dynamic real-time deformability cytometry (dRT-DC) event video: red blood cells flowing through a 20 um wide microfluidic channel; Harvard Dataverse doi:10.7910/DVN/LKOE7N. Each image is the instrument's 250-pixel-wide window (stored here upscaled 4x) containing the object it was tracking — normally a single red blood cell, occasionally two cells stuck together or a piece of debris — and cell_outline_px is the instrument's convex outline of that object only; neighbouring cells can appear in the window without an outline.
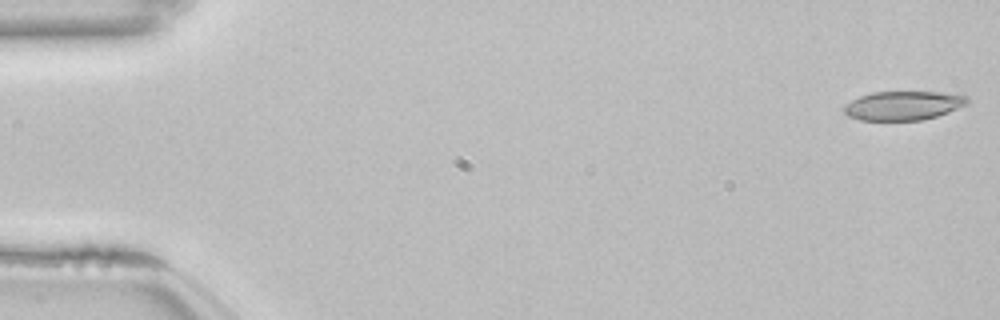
{"species": "common noctule bat (a hibernating species)", "species_latin": "Nyctalus noctula", "temperature_condition": "room temperature", "stored_images_in_passage": 42, "camera_frame_rate_fps": 3000, "um_per_image_px": 0.085, "animal": {"sex": "female", "body_mass_g": 22.7, "forearm_length_mm": 54.2}, "frame": {"image": 1, "passage_image": 1, "time_ms": 0.0, "image_size_px": [1000, 320], "cell_outline_px": [[968, 104], [948, 112], [936, 116], [920, 120], [860, 120], [848, 116], [844, 112], [844, 108], [852, 100], [860, 96], [872, 92], [944, 92], [968, 96]], "centroid_in_image_um": [76.8, 8.97], "position_along_channel_um": 8.2, "area_um2": 20.69}}
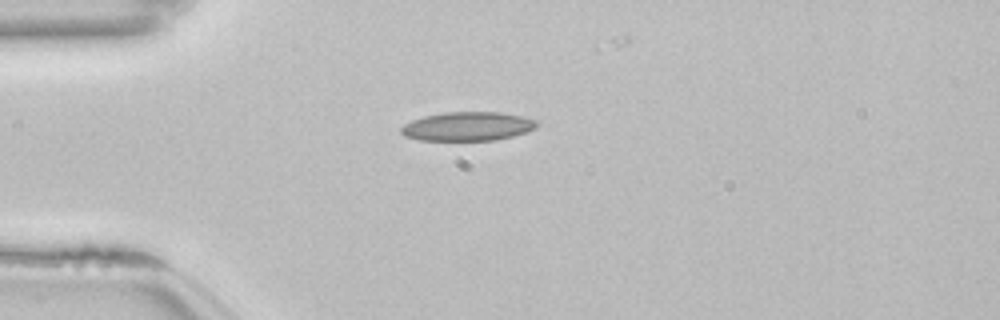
{"frame": {"image": 2, "passage_image": 14, "time_ms": 4.333, "image_size_px": [1000, 320], "cell_outline_px": [[536, 128], [512, 136], [496, 140], [420, 140], [404, 136], [400, 132], [400, 128], [404, 124], [412, 120], [424, 116], [444, 112], [500, 112], [524, 116], [536, 120]], "centroid_in_image_um": [39.72, 10.73], "position_along_channel_um": 45.3, "area_um2": 22.83}}
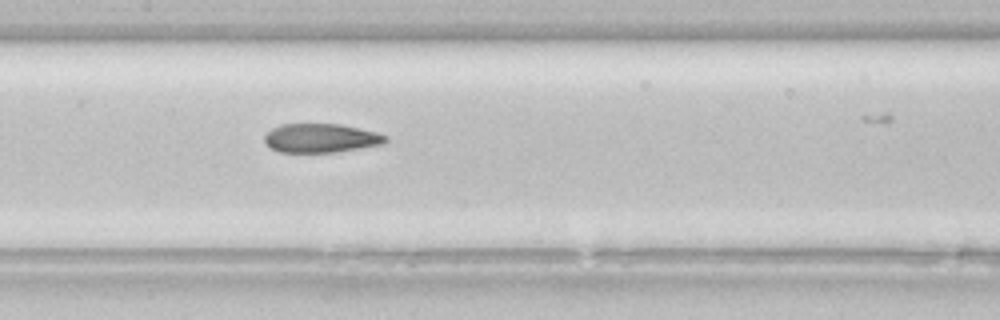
{"frame": {"image": 3, "passage_image": 26, "time_ms": 8.333, "image_size_px": [1000, 320], "cell_outline_px": [[388, 140], [384, 144], [336, 152], [280, 152], [268, 148], [264, 140], [264, 136], [272, 128], [280, 124], [340, 124], [360, 128], [376, 132], [388, 136]], "centroid_in_image_um": [27.27, 11.74], "position_along_channel_um": 180.1, "area_um2": 20.58}}